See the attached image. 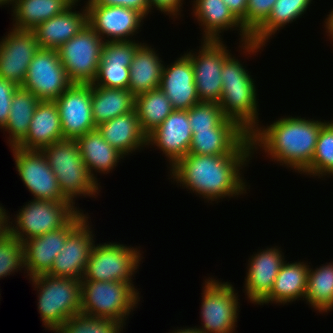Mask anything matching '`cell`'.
<instances>
[{
    "label": "cell",
    "mask_w": 333,
    "mask_h": 333,
    "mask_svg": "<svg viewBox=\"0 0 333 333\" xmlns=\"http://www.w3.org/2000/svg\"><path fill=\"white\" fill-rule=\"evenodd\" d=\"M309 265L304 301L319 313L333 310V262L315 269Z\"/></svg>",
    "instance_id": "35"
},
{
    "label": "cell",
    "mask_w": 333,
    "mask_h": 333,
    "mask_svg": "<svg viewBox=\"0 0 333 333\" xmlns=\"http://www.w3.org/2000/svg\"><path fill=\"white\" fill-rule=\"evenodd\" d=\"M326 122L283 116L270 125H259L249 135L253 157L261 149L272 161L301 174L312 162L319 132Z\"/></svg>",
    "instance_id": "2"
},
{
    "label": "cell",
    "mask_w": 333,
    "mask_h": 333,
    "mask_svg": "<svg viewBox=\"0 0 333 333\" xmlns=\"http://www.w3.org/2000/svg\"><path fill=\"white\" fill-rule=\"evenodd\" d=\"M85 7L87 23L104 42L133 40L132 37L137 36L145 20L138 11L122 6L85 5Z\"/></svg>",
    "instance_id": "16"
},
{
    "label": "cell",
    "mask_w": 333,
    "mask_h": 333,
    "mask_svg": "<svg viewBox=\"0 0 333 333\" xmlns=\"http://www.w3.org/2000/svg\"><path fill=\"white\" fill-rule=\"evenodd\" d=\"M19 87L9 80L0 77V129L8 121L13 95Z\"/></svg>",
    "instance_id": "42"
},
{
    "label": "cell",
    "mask_w": 333,
    "mask_h": 333,
    "mask_svg": "<svg viewBox=\"0 0 333 333\" xmlns=\"http://www.w3.org/2000/svg\"><path fill=\"white\" fill-rule=\"evenodd\" d=\"M13 1H14V0H0V7H2V5L5 6V7H6L7 5L11 6L12 3H13Z\"/></svg>",
    "instance_id": "49"
},
{
    "label": "cell",
    "mask_w": 333,
    "mask_h": 333,
    "mask_svg": "<svg viewBox=\"0 0 333 333\" xmlns=\"http://www.w3.org/2000/svg\"><path fill=\"white\" fill-rule=\"evenodd\" d=\"M231 54L221 71L222 95L218 102L226 118L235 121L249 135L260 125L257 88L251 72Z\"/></svg>",
    "instance_id": "3"
},
{
    "label": "cell",
    "mask_w": 333,
    "mask_h": 333,
    "mask_svg": "<svg viewBox=\"0 0 333 333\" xmlns=\"http://www.w3.org/2000/svg\"><path fill=\"white\" fill-rule=\"evenodd\" d=\"M249 138V134L235 121L225 118L212 130L196 131L192 135L189 153L214 156L233 155Z\"/></svg>",
    "instance_id": "24"
},
{
    "label": "cell",
    "mask_w": 333,
    "mask_h": 333,
    "mask_svg": "<svg viewBox=\"0 0 333 333\" xmlns=\"http://www.w3.org/2000/svg\"><path fill=\"white\" fill-rule=\"evenodd\" d=\"M210 277L204 280L201 293L202 326L195 328L201 333H234L240 308L238 292L230 282Z\"/></svg>",
    "instance_id": "8"
},
{
    "label": "cell",
    "mask_w": 333,
    "mask_h": 333,
    "mask_svg": "<svg viewBox=\"0 0 333 333\" xmlns=\"http://www.w3.org/2000/svg\"><path fill=\"white\" fill-rule=\"evenodd\" d=\"M196 51L187 50L185 54L191 59L199 100L218 103L222 95V65L232 53L222 40H201Z\"/></svg>",
    "instance_id": "12"
},
{
    "label": "cell",
    "mask_w": 333,
    "mask_h": 333,
    "mask_svg": "<svg viewBox=\"0 0 333 333\" xmlns=\"http://www.w3.org/2000/svg\"><path fill=\"white\" fill-rule=\"evenodd\" d=\"M281 247L271 246L251 255L247 264L244 293L248 301L259 305L271 292L275 278L285 262Z\"/></svg>",
    "instance_id": "21"
},
{
    "label": "cell",
    "mask_w": 333,
    "mask_h": 333,
    "mask_svg": "<svg viewBox=\"0 0 333 333\" xmlns=\"http://www.w3.org/2000/svg\"><path fill=\"white\" fill-rule=\"evenodd\" d=\"M233 15L241 22L246 15L248 0H222Z\"/></svg>",
    "instance_id": "45"
},
{
    "label": "cell",
    "mask_w": 333,
    "mask_h": 333,
    "mask_svg": "<svg viewBox=\"0 0 333 333\" xmlns=\"http://www.w3.org/2000/svg\"><path fill=\"white\" fill-rule=\"evenodd\" d=\"M24 270L23 242L8 232L0 238V280Z\"/></svg>",
    "instance_id": "39"
},
{
    "label": "cell",
    "mask_w": 333,
    "mask_h": 333,
    "mask_svg": "<svg viewBox=\"0 0 333 333\" xmlns=\"http://www.w3.org/2000/svg\"><path fill=\"white\" fill-rule=\"evenodd\" d=\"M29 280L38 292L37 308L46 330L54 332L70 317L81 313L80 280L47 274Z\"/></svg>",
    "instance_id": "5"
},
{
    "label": "cell",
    "mask_w": 333,
    "mask_h": 333,
    "mask_svg": "<svg viewBox=\"0 0 333 333\" xmlns=\"http://www.w3.org/2000/svg\"><path fill=\"white\" fill-rule=\"evenodd\" d=\"M225 118L218 103L199 102L188 110L189 125L193 134L196 131L212 130Z\"/></svg>",
    "instance_id": "40"
},
{
    "label": "cell",
    "mask_w": 333,
    "mask_h": 333,
    "mask_svg": "<svg viewBox=\"0 0 333 333\" xmlns=\"http://www.w3.org/2000/svg\"><path fill=\"white\" fill-rule=\"evenodd\" d=\"M72 84L58 51L40 48L30 62L22 88L40 100L54 101Z\"/></svg>",
    "instance_id": "13"
},
{
    "label": "cell",
    "mask_w": 333,
    "mask_h": 333,
    "mask_svg": "<svg viewBox=\"0 0 333 333\" xmlns=\"http://www.w3.org/2000/svg\"><path fill=\"white\" fill-rule=\"evenodd\" d=\"M77 207L70 201L32 199L18 210L15 220L9 217V231L21 242L42 236L65 226L80 211Z\"/></svg>",
    "instance_id": "7"
},
{
    "label": "cell",
    "mask_w": 333,
    "mask_h": 333,
    "mask_svg": "<svg viewBox=\"0 0 333 333\" xmlns=\"http://www.w3.org/2000/svg\"><path fill=\"white\" fill-rule=\"evenodd\" d=\"M142 42L136 40L104 42L95 86L128 89L130 64Z\"/></svg>",
    "instance_id": "22"
},
{
    "label": "cell",
    "mask_w": 333,
    "mask_h": 333,
    "mask_svg": "<svg viewBox=\"0 0 333 333\" xmlns=\"http://www.w3.org/2000/svg\"><path fill=\"white\" fill-rule=\"evenodd\" d=\"M149 1V13L153 12L155 8L158 10V12H162L163 14H166L171 16L172 19L178 18V16L181 15V11L183 8V1L184 0H148ZM153 6V7H152ZM182 7V8H181ZM154 8V9H153Z\"/></svg>",
    "instance_id": "44"
},
{
    "label": "cell",
    "mask_w": 333,
    "mask_h": 333,
    "mask_svg": "<svg viewBox=\"0 0 333 333\" xmlns=\"http://www.w3.org/2000/svg\"><path fill=\"white\" fill-rule=\"evenodd\" d=\"M324 27L325 32L328 33L327 36L329 37V40L333 38V9H331V12H329V15L327 14L325 20Z\"/></svg>",
    "instance_id": "47"
},
{
    "label": "cell",
    "mask_w": 333,
    "mask_h": 333,
    "mask_svg": "<svg viewBox=\"0 0 333 333\" xmlns=\"http://www.w3.org/2000/svg\"><path fill=\"white\" fill-rule=\"evenodd\" d=\"M92 118L96 127L119 115L135 110V95L129 89L91 84Z\"/></svg>",
    "instance_id": "31"
},
{
    "label": "cell",
    "mask_w": 333,
    "mask_h": 333,
    "mask_svg": "<svg viewBox=\"0 0 333 333\" xmlns=\"http://www.w3.org/2000/svg\"><path fill=\"white\" fill-rule=\"evenodd\" d=\"M152 47L146 42L142 43L130 64L128 89L135 96L160 87L164 61L159 57L158 50Z\"/></svg>",
    "instance_id": "30"
},
{
    "label": "cell",
    "mask_w": 333,
    "mask_h": 333,
    "mask_svg": "<svg viewBox=\"0 0 333 333\" xmlns=\"http://www.w3.org/2000/svg\"><path fill=\"white\" fill-rule=\"evenodd\" d=\"M309 265L306 261L285 260L275 278L270 294L259 304L274 303L283 306L299 300H304L307 289V274Z\"/></svg>",
    "instance_id": "29"
},
{
    "label": "cell",
    "mask_w": 333,
    "mask_h": 333,
    "mask_svg": "<svg viewBox=\"0 0 333 333\" xmlns=\"http://www.w3.org/2000/svg\"><path fill=\"white\" fill-rule=\"evenodd\" d=\"M125 325L112 319L96 318L82 313L70 317L55 333H122ZM122 331V332H121Z\"/></svg>",
    "instance_id": "38"
},
{
    "label": "cell",
    "mask_w": 333,
    "mask_h": 333,
    "mask_svg": "<svg viewBox=\"0 0 333 333\" xmlns=\"http://www.w3.org/2000/svg\"><path fill=\"white\" fill-rule=\"evenodd\" d=\"M313 0H277L267 20L251 35V42L265 45L286 25L301 18Z\"/></svg>",
    "instance_id": "33"
},
{
    "label": "cell",
    "mask_w": 333,
    "mask_h": 333,
    "mask_svg": "<svg viewBox=\"0 0 333 333\" xmlns=\"http://www.w3.org/2000/svg\"><path fill=\"white\" fill-rule=\"evenodd\" d=\"M96 129L112 147L125 157L148 146L147 135L141 129L136 110L104 122Z\"/></svg>",
    "instance_id": "27"
},
{
    "label": "cell",
    "mask_w": 333,
    "mask_h": 333,
    "mask_svg": "<svg viewBox=\"0 0 333 333\" xmlns=\"http://www.w3.org/2000/svg\"><path fill=\"white\" fill-rule=\"evenodd\" d=\"M40 99L32 92L19 87L13 95L9 118L2 128L9 134L8 146H17L27 135L35 108Z\"/></svg>",
    "instance_id": "34"
},
{
    "label": "cell",
    "mask_w": 333,
    "mask_h": 333,
    "mask_svg": "<svg viewBox=\"0 0 333 333\" xmlns=\"http://www.w3.org/2000/svg\"><path fill=\"white\" fill-rule=\"evenodd\" d=\"M309 177H333V120L321 128L311 164L301 173Z\"/></svg>",
    "instance_id": "37"
},
{
    "label": "cell",
    "mask_w": 333,
    "mask_h": 333,
    "mask_svg": "<svg viewBox=\"0 0 333 333\" xmlns=\"http://www.w3.org/2000/svg\"><path fill=\"white\" fill-rule=\"evenodd\" d=\"M88 216L67 236L63 249L53 262L47 275L82 280L90 252L95 244L92 224ZM91 224V225H90Z\"/></svg>",
    "instance_id": "19"
},
{
    "label": "cell",
    "mask_w": 333,
    "mask_h": 333,
    "mask_svg": "<svg viewBox=\"0 0 333 333\" xmlns=\"http://www.w3.org/2000/svg\"><path fill=\"white\" fill-rule=\"evenodd\" d=\"M253 157L249 138L233 155L214 156L188 153L172 168V182L203 198L206 202L248 194L243 168ZM251 158V159H250ZM243 176V177H242ZM245 179V180H244ZM247 186L249 188H247Z\"/></svg>",
    "instance_id": "1"
},
{
    "label": "cell",
    "mask_w": 333,
    "mask_h": 333,
    "mask_svg": "<svg viewBox=\"0 0 333 333\" xmlns=\"http://www.w3.org/2000/svg\"><path fill=\"white\" fill-rule=\"evenodd\" d=\"M75 0H14L13 27L32 31L37 25L66 10Z\"/></svg>",
    "instance_id": "32"
},
{
    "label": "cell",
    "mask_w": 333,
    "mask_h": 333,
    "mask_svg": "<svg viewBox=\"0 0 333 333\" xmlns=\"http://www.w3.org/2000/svg\"><path fill=\"white\" fill-rule=\"evenodd\" d=\"M139 248V249H138ZM127 246L120 242H108L94 244L87 268L84 273V280L92 281H120L133 282V277L139 269L141 256L140 247Z\"/></svg>",
    "instance_id": "9"
},
{
    "label": "cell",
    "mask_w": 333,
    "mask_h": 333,
    "mask_svg": "<svg viewBox=\"0 0 333 333\" xmlns=\"http://www.w3.org/2000/svg\"><path fill=\"white\" fill-rule=\"evenodd\" d=\"M104 41L87 23L58 49L59 59L73 84H92L98 74Z\"/></svg>",
    "instance_id": "10"
},
{
    "label": "cell",
    "mask_w": 333,
    "mask_h": 333,
    "mask_svg": "<svg viewBox=\"0 0 333 333\" xmlns=\"http://www.w3.org/2000/svg\"><path fill=\"white\" fill-rule=\"evenodd\" d=\"M194 79L191 59L185 53L167 66L164 63L159 88L174 110H189L200 102Z\"/></svg>",
    "instance_id": "23"
},
{
    "label": "cell",
    "mask_w": 333,
    "mask_h": 333,
    "mask_svg": "<svg viewBox=\"0 0 333 333\" xmlns=\"http://www.w3.org/2000/svg\"><path fill=\"white\" fill-rule=\"evenodd\" d=\"M41 152L56 176L60 191L74 206L81 196L98 197L101 186L89 175L75 139L55 142Z\"/></svg>",
    "instance_id": "4"
},
{
    "label": "cell",
    "mask_w": 333,
    "mask_h": 333,
    "mask_svg": "<svg viewBox=\"0 0 333 333\" xmlns=\"http://www.w3.org/2000/svg\"><path fill=\"white\" fill-rule=\"evenodd\" d=\"M189 124L188 110H174L147 136V147L160 149L168 160L169 169L189 153L193 135Z\"/></svg>",
    "instance_id": "20"
},
{
    "label": "cell",
    "mask_w": 333,
    "mask_h": 333,
    "mask_svg": "<svg viewBox=\"0 0 333 333\" xmlns=\"http://www.w3.org/2000/svg\"><path fill=\"white\" fill-rule=\"evenodd\" d=\"M134 285L130 282L82 279L81 313L126 325L128 316L139 305L141 298Z\"/></svg>",
    "instance_id": "6"
},
{
    "label": "cell",
    "mask_w": 333,
    "mask_h": 333,
    "mask_svg": "<svg viewBox=\"0 0 333 333\" xmlns=\"http://www.w3.org/2000/svg\"><path fill=\"white\" fill-rule=\"evenodd\" d=\"M54 101L64 139H76L96 129L92 118L91 84H72Z\"/></svg>",
    "instance_id": "18"
},
{
    "label": "cell",
    "mask_w": 333,
    "mask_h": 333,
    "mask_svg": "<svg viewBox=\"0 0 333 333\" xmlns=\"http://www.w3.org/2000/svg\"><path fill=\"white\" fill-rule=\"evenodd\" d=\"M81 0H75L66 10L49 20L37 25L33 34L40 48L57 50L69 41L87 24V9L85 5L76 11Z\"/></svg>",
    "instance_id": "25"
},
{
    "label": "cell",
    "mask_w": 333,
    "mask_h": 333,
    "mask_svg": "<svg viewBox=\"0 0 333 333\" xmlns=\"http://www.w3.org/2000/svg\"><path fill=\"white\" fill-rule=\"evenodd\" d=\"M88 213L80 211L63 227L49 231L38 237L23 242L24 267L28 279L47 274L56 255L63 249L67 236L87 217Z\"/></svg>",
    "instance_id": "15"
},
{
    "label": "cell",
    "mask_w": 333,
    "mask_h": 333,
    "mask_svg": "<svg viewBox=\"0 0 333 333\" xmlns=\"http://www.w3.org/2000/svg\"><path fill=\"white\" fill-rule=\"evenodd\" d=\"M135 110L141 129L147 136L174 111L172 103L160 88L136 95Z\"/></svg>",
    "instance_id": "36"
},
{
    "label": "cell",
    "mask_w": 333,
    "mask_h": 333,
    "mask_svg": "<svg viewBox=\"0 0 333 333\" xmlns=\"http://www.w3.org/2000/svg\"><path fill=\"white\" fill-rule=\"evenodd\" d=\"M170 333H201V332L199 330H197L194 326V327H188V328L183 327L181 329L178 328V329L171 331Z\"/></svg>",
    "instance_id": "48"
},
{
    "label": "cell",
    "mask_w": 333,
    "mask_h": 333,
    "mask_svg": "<svg viewBox=\"0 0 333 333\" xmlns=\"http://www.w3.org/2000/svg\"><path fill=\"white\" fill-rule=\"evenodd\" d=\"M0 39V77L22 87L31 60L40 49L32 31L11 27Z\"/></svg>",
    "instance_id": "17"
},
{
    "label": "cell",
    "mask_w": 333,
    "mask_h": 333,
    "mask_svg": "<svg viewBox=\"0 0 333 333\" xmlns=\"http://www.w3.org/2000/svg\"><path fill=\"white\" fill-rule=\"evenodd\" d=\"M63 139L61 120L55 101L40 100L26 137L16 147L25 150H41Z\"/></svg>",
    "instance_id": "26"
},
{
    "label": "cell",
    "mask_w": 333,
    "mask_h": 333,
    "mask_svg": "<svg viewBox=\"0 0 333 333\" xmlns=\"http://www.w3.org/2000/svg\"><path fill=\"white\" fill-rule=\"evenodd\" d=\"M15 167L24 186L34 199L69 201L60 191L57 179L41 150L10 147Z\"/></svg>",
    "instance_id": "14"
},
{
    "label": "cell",
    "mask_w": 333,
    "mask_h": 333,
    "mask_svg": "<svg viewBox=\"0 0 333 333\" xmlns=\"http://www.w3.org/2000/svg\"><path fill=\"white\" fill-rule=\"evenodd\" d=\"M75 140L89 175L99 185L101 182H98L97 172L109 174L110 171L112 172L116 168L120 162L119 160L126 158L116 148L112 147L97 129L89 131ZM95 172L96 174H94Z\"/></svg>",
    "instance_id": "28"
},
{
    "label": "cell",
    "mask_w": 333,
    "mask_h": 333,
    "mask_svg": "<svg viewBox=\"0 0 333 333\" xmlns=\"http://www.w3.org/2000/svg\"><path fill=\"white\" fill-rule=\"evenodd\" d=\"M276 1L248 0L246 15L241 24L250 35L267 20Z\"/></svg>",
    "instance_id": "41"
},
{
    "label": "cell",
    "mask_w": 333,
    "mask_h": 333,
    "mask_svg": "<svg viewBox=\"0 0 333 333\" xmlns=\"http://www.w3.org/2000/svg\"><path fill=\"white\" fill-rule=\"evenodd\" d=\"M191 15L195 17L202 28L201 40L221 41V33L224 31L239 30L241 54L256 56L266 45L251 42V35L244 29L241 22L233 15L222 0H193ZM239 28V29H238ZM243 51V53H242Z\"/></svg>",
    "instance_id": "11"
},
{
    "label": "cell",
    "mask_w": 333,
    "mask_h": 333,
    "mask_svg": "<svg viewBox=\"0 0 333 333\" xmlns=\"http://www.w3.org/2000/svg\"><path fill=\"white\" fill-rule=\"evenodd\" d=\"M86 2V3H85ZM85 5L122 6L138 11L144 18L149 14L148 0H87Z\"/></svg>",
    "instance_id": "43"
},
{
    "label": "cell",
    "mask_w": 333,
    "mask_h": 333,
    "mask_svg": "<svg viewBox=\"0 0 333 333\" xmlns=\"http://www.w3.org/2000/svg\"><path fill=\"white\" fill-rule=\"evenodd\" d=\"M0 205V238L5 236L9 231V217L8 211Z\"/></svg>",
    "instance_id": "46"
}]
</instances>
